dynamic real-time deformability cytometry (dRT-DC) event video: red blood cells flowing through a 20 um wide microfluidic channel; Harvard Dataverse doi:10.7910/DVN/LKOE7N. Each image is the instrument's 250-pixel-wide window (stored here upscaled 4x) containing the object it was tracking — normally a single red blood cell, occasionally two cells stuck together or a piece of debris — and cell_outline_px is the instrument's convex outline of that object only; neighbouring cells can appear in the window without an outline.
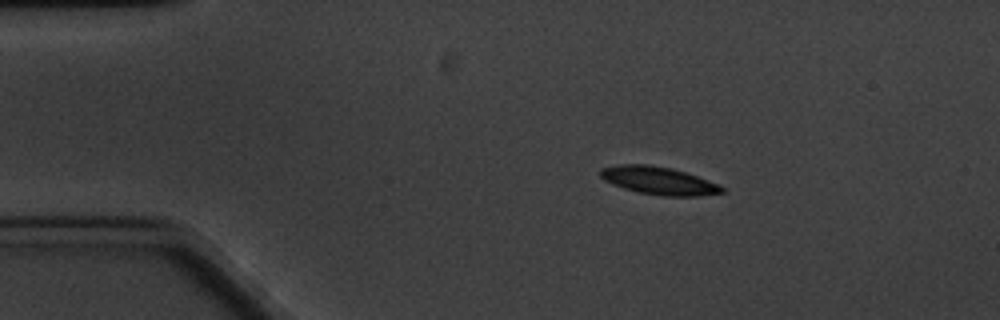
{"species": "common noctule bat (a hibernating species)", "species_latin": "Nyctalus noctula", "temperature_condition": "cold", "stored_images_in_passage": 4, "camera_frame_rate_fps": 3000, "um_per_image_px": 0.085, "animal": {"sex": "male", "body_mass_g": 20.1, "forearm_length_mm": 53.5}, "frame": {"image": 1, "passage_image": 2, "time_ms": 1.333, "image_size_px": [1000, 320], "cell_outline_px": [[724, 192], [700, 196], [664, 196], [640, 192], [624, 188], [612, 184], [604, 180], [600, 176], [600, 168], [620, 164], [648, 164], [668, 168], [684, 172], [720, 184], [724, 188]], "centroid_in_image_um": [55.98, 15.35], "position_along_channel_um": 29.0, "area_um2": 19.54}}